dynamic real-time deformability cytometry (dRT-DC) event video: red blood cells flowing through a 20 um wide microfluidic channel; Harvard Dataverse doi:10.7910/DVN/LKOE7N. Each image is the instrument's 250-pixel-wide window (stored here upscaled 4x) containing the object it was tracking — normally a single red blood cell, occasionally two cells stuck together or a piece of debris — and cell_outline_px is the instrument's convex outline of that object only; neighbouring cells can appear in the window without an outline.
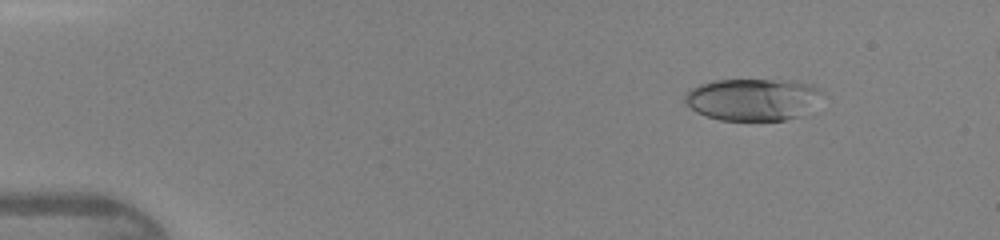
{"species": "human", "species_latin": "Homo sapiens", "temperature_condition": "warm", "stored_images_in_passage": 45, "camera_frame_rate_fps": 3000, "um_per_image_px": 0.085, "donor": {"sex": "female"}, "frame": {"image": 1, "passage_image": 6, "time_ms": 1.667, "image_size_px": [1000, 240], "cell_outline_px": [[820, 88], [800, 116], [784, 120], [720, 120], [696, 112], [684, 104], [684, 96], [692, 88], [700, 84], [716, 80], [792, 80], [812, 84]], "centroid_in_image_um": [63.84, 8.44], "position_along_channel_um": 21.2, "area_um2": 32.83}}
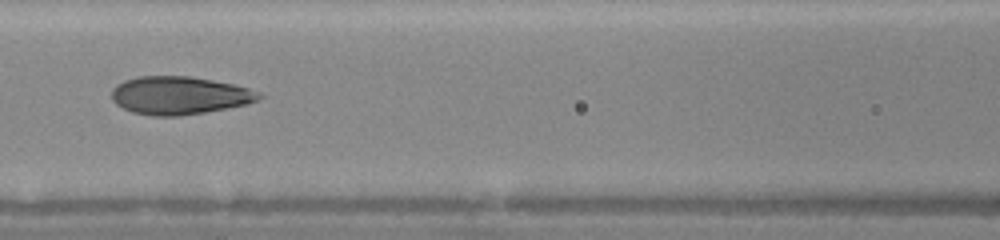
{"frame": {"image": 2, "passage_image": 21, "time_ms": 6.667, "image_size_px": [1000, 240], "cell_outline_px": [[264, 96], [260, 100], [244, 104], [204, 112], [176, 116], [152, 116], [132, 112], [116, 104], [112, 100], [112, 88], [116, 84], [124, 80], [140, 76], [188, 76], [212, 80], [232, 84], [248, 88], [260, 92]], "centroid_in_image_um": [15.22, 8.1], "position_along_channel_um": 151.4, "area_um2": 32.48}}
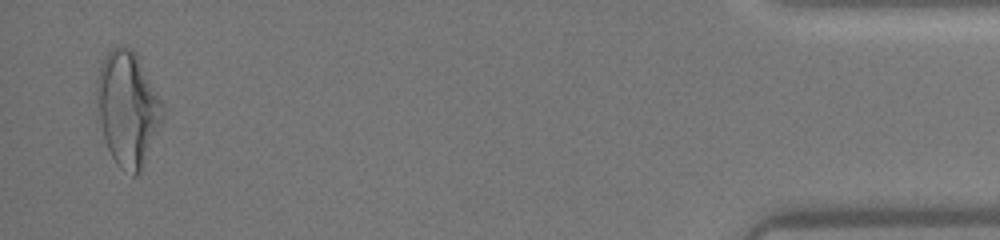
{"frame": {"image": 3, "passage_image": 44, "time_ms": 14.333, "image_size_px": [1000, 240], "cell_outline_px": [[164, 116], [140, 168], [136, 176], [132, 176], [120, 168], [116, 164], [108, 148], [104, 136], [96, 104], [96, 80], [104, 56], [112, 48], [120, 44], [132, 48], [160, 100], [164, 108]], "centroid_in_image_um": [10.81, 9.19], "position_along_channel_um": 424.4, "area_um2": 42.89}}